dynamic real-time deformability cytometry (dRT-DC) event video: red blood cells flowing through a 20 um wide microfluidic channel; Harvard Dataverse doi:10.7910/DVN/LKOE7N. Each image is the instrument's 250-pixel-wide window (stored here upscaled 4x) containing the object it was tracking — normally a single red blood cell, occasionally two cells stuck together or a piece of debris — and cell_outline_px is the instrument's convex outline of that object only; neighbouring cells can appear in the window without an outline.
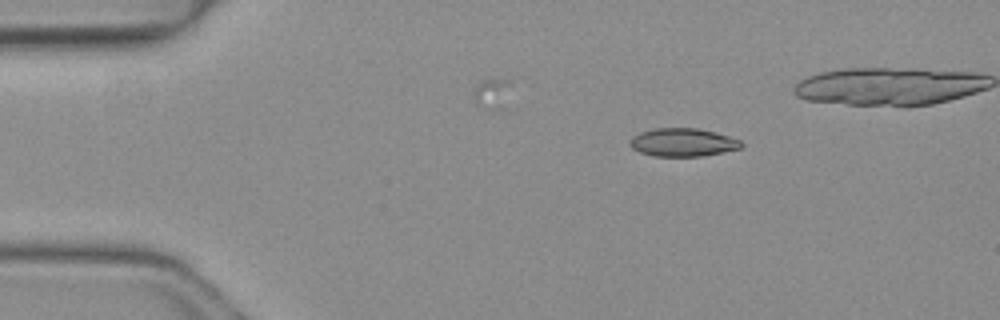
{"species": "common noctule bat (a hibernating species)", "species_latin": "Nyctalus noctula", "temperature_condition": "warm", "stored_images_in_passage": 3, "camera_frame_rate_fps": 3000, "um_per_image_px": 0.085, "animal": {"sex": "female", "body_mass_g": 19.3, "forearm_length_mm": 54.1}, "frame": {"image": 1, "passage_image": 1, "time_ms": 0.0, "image_size_px": [1000, 320], "cell_outline_px": [[744, 144], [740, 148], [724, 152], [704, 156], [652, 156], [640, 152], [632, 148], [628, 144], [632, 136], [640, 132], [652, 128], [696, 128], [716, 132], [740, 140]], "centroid_in_image_um": [58.02, 12.1], "position_along_channel_um": 27.0, "area_um2": 18.44}}